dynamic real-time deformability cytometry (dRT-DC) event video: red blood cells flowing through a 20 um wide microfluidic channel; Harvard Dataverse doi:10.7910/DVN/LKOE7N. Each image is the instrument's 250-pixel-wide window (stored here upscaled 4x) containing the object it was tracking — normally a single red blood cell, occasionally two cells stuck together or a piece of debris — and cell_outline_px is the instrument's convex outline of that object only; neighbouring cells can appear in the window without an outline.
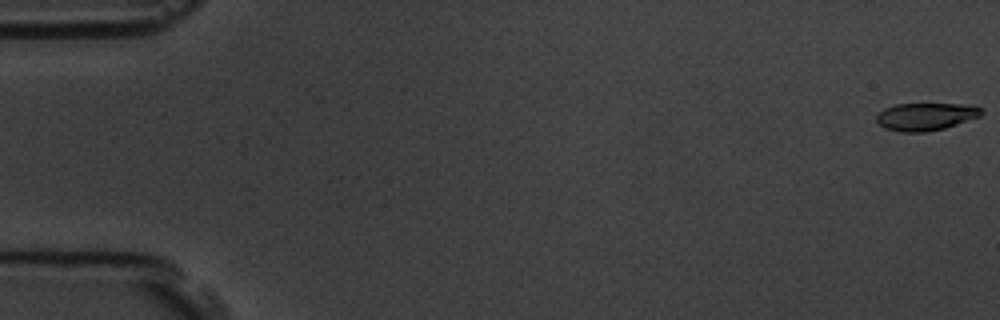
{"species": "common noctule bat (a hibernating species)", "species_latin": "Nyctalus noctula", "temperature_condition": "room temperature", "stored_images_in_passage": 5, "camera_frame_rate_fps": 3000, "um_per_image_px": 0.085, "animal": {"sex": "male", "body_mass_g": 19.5, "forearm_length_mm": 54.6}, "frame": {"image": 1, "passage_image": 1, "time_ms": 0.0, "image_size_px": [1000, 320], "cell_outline_px": [[984, 112], [980, 116], [944, 128], [924, 132], [900, 132], [884, 128], [876, 120], [876, 116], [884, 108], [896, 104], [960, 104], [980, 108]], "centroid_in_image_um": [78.64, 9.91], "position_along_channel_um": 6.4, "area_um2": 16.65}}
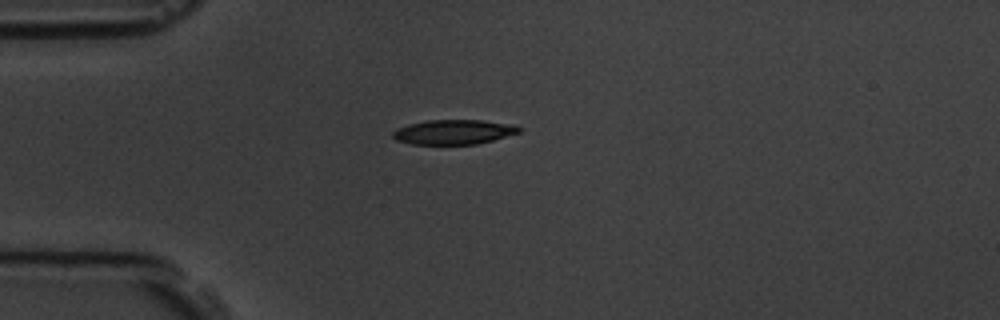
{"frame": {"image": 2, "passage_image": 5, "time_ms": 4.667, "image_size_px": [1000, 320], "cell_outline_px": [[520, 132], [492, 140], [476, 144], [412, 144], [396, 140], [392, 136], [392, 132], [396, 128], [408, 124], [428, 120], [480, 120], [516, 124], [520, 128]], "centroid_in_image_um": [38.55, 11.21], "position_along_channel_um": 46.5, "area_um2": 18.15}}